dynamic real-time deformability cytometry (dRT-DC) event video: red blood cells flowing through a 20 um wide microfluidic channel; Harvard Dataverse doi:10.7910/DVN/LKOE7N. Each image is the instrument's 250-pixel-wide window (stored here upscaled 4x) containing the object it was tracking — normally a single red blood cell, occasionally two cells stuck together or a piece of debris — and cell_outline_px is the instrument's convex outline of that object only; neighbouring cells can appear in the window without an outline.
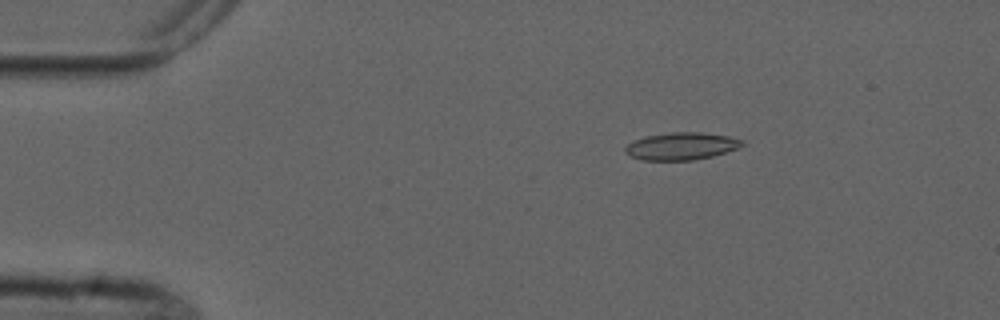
{"species": "common noctule bat (a hibernating species)", "species_latin": "Nyctalus noctula", "temperature_condition": "cold", "stored_images_in_passage": 5, "camera_frame_rate_fps": 3000, "um_per_image_px": 0.085, "animal": {"sex": "male", "forearm_length_mm": 52.5}, "frame": {"image": 1, "passage_image": 3, "time_ms": 2.333, "image_size_px": [1000, 320], "cell_outline_px": [[744, 144], [736, 148], [712, 156], [692, 160], [640, 160], [628, 156], [624, 152], [624, 148], [628, 144], [644, 136], [672, 132], [704, 132], [728, 136], [744, 140]], "centroid_in_image_um": [57.87, 12.42], "position_along_channel_um": 27.1, "area_um2": 18.67}}
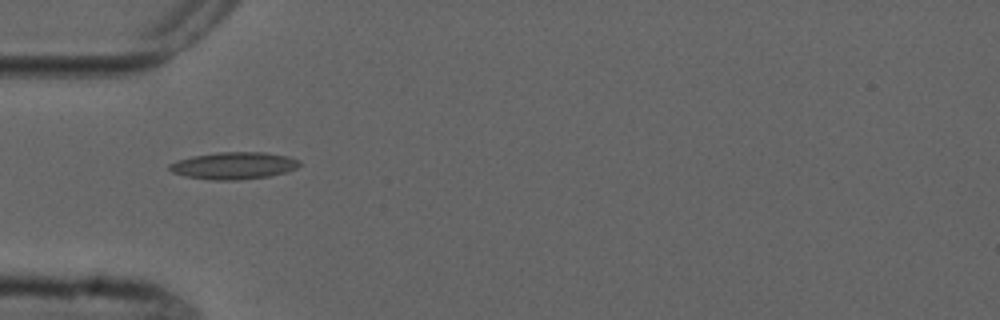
{"frame": {"image": 2, "passage_image": 5, "time_ms": 5.0, "image_size_px": [1000, 320], "cell_outline_px": [[300, 164], [296, 168], [288, 172], [268, 176], [240, 180], [212, 180], [184, 176], [172, 172], [168, 168], [168, 164], [176, 160], [192, 156], [216, 152], [264, 152], [288, 156], [300, 160]], "centroid_in_image_um": [19.85, 14.07], "position_along_channel_um": 65.1, "area_um2": 20.75}}